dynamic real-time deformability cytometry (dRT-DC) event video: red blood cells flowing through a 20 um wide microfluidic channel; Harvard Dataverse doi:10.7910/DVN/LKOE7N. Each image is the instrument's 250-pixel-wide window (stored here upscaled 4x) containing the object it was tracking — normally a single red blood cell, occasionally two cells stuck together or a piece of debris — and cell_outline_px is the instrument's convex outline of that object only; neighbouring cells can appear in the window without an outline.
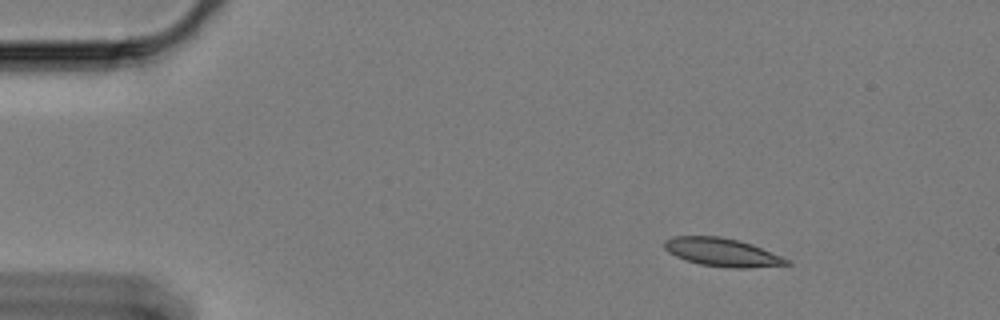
{"species": "Egyptian fruit bat (a non-hibernating species)", "species_latin": "Rousettus aegyptiacus", "temperature_condition": "cold", "stored_images_in_passage": 15, "camera_frame_rate_fps": 3000, "um_per_image_px": 0.085, "animal": {"sex": "female"}, "frame": {"image": 1, "passage_image": 1, "time_ms": 0.0, "image_size_px": [1000, 320], "cell_outline_px": [[792, 264], [748, 268], [732, 268], [700, 264], [684, 260], [668, 252], [664, 248], [664, 240], [672, 236], [720, 236], [752, 244], [792, 260]], "centroid_in_image_um": [61.39, 21.44], "position_along_channel_um": 23.6, "area_um2": 20.23}}
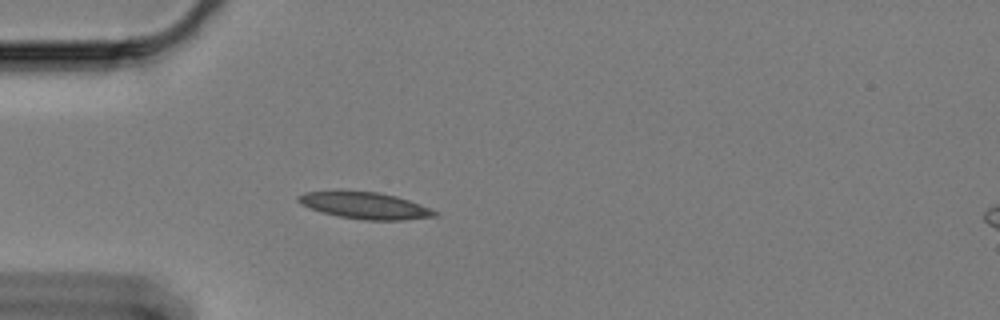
{"frame": {"image": 2, "passage_image": 10, "time_ms": 3.0, "image_size_px": [1000, 320], "cell_outline_px": [[436, 216], [404, 220], [364, 220], [340, 216], [308, 208], [300, 204], [296, 200], [296, 196], [304, 192], [340, 188], [380, 192], [396, 196], [420, 204], [436, 212]], "centroid_in_image_um": [30.9, 17.41], "position_along_channel_um": 54.1, "area_um2": 21.85}}
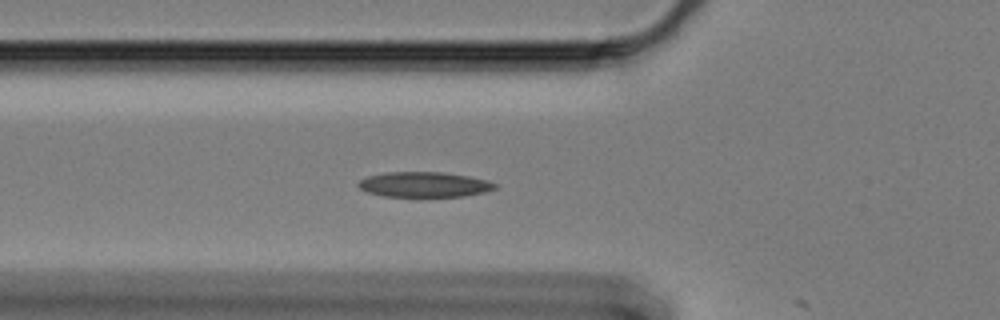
{"frame": {"image": 3, "passage_image": 14, "time_ms": 4.333, "image_size_px": [1000, 320], "cell_outline_px": [[496, 188], [484, 192], [464, 196], [420, 200], [384, 196], [368, 192], [360, 188], [356, 184], [360, 180], [368, 176], [388, 172], [440, 172], [468, 176], [488, 180], [496, 184]], "centroid_in_image_um": [36.05, 15.74], "position_along_channel_um": 89.8, "area_um2": 20.98}}